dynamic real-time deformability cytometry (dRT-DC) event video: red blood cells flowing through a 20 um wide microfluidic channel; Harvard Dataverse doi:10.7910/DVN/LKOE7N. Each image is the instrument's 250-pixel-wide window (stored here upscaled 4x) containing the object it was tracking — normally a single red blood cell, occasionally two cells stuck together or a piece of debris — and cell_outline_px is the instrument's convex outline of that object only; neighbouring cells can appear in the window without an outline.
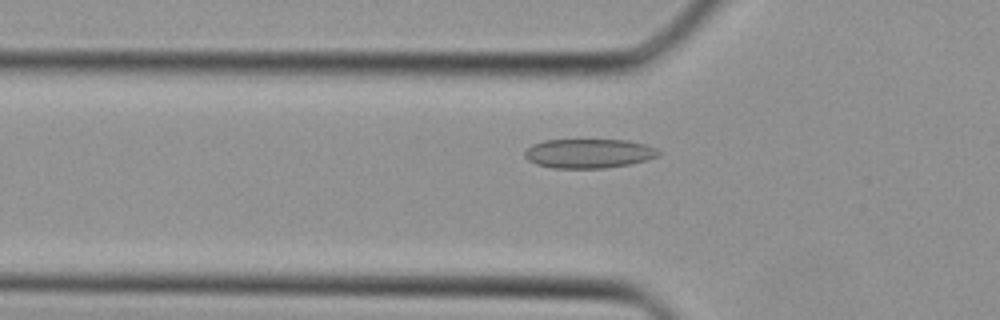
{"species": "Egyptian fruit bat (a non-hibernating species)", "species_latin": "Rousettus aegyptiacus", "temperature_condition": "cold", "stored_images_in_passage": 38, "camera_frame_rate_fps": 3000, "um_per_image_px": 0.085, "animal": {"sex": "female"}, "frame": {"image": 1, "passage_image": 12, "time_ms": 3.667, "image_size_px": [1000, 320], "cell_outline_px": [[660, 156], [648, 160], [628, 164], [604, 168], [552, 168], [536, 164], [528, 160], [524, 156], [524, 152], [532, 144], [544, 140], [628, 140], [644, 144], [656, 148], [660, 152]], "centroid_in_image_um": [50.05, 13.04], "position_along_channel_um": 75.8, "area_um2": 22.89}}
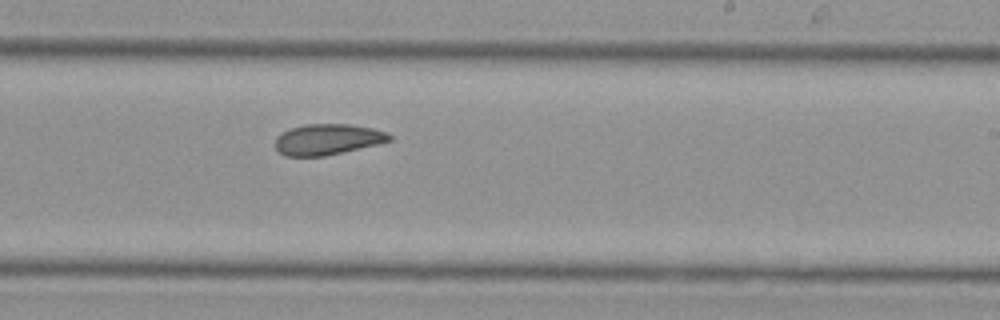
{"frame": {"image": 2, "passage_image": 23, "time_ms": 7.333, "image_size_px": [1000, 320], "cell_outline_px": [[392, 140], [380, 144], [324, 156], [284, 156], [276, 148], [276, 136], [280, 132], [304, 124], [352, 124], [372, 128], [388, 132], [392, 136]], "centroid_in_image_um": [27.87, 11.84], "position_along_channel_um": 261.1, "area_um2": 20.69}}
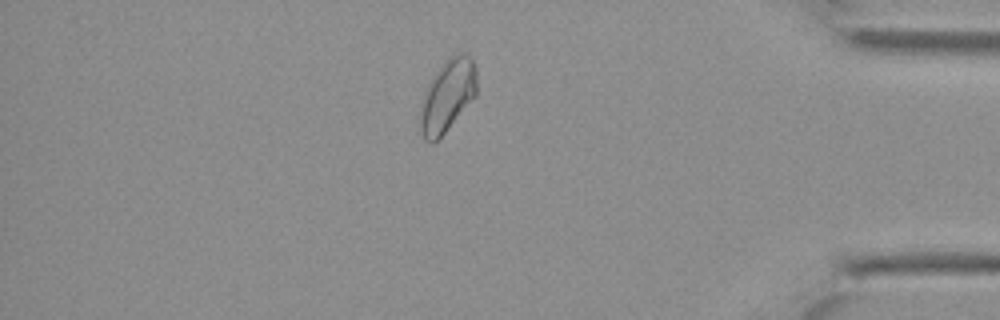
{"frame": {"image": 3, "passage_image": 33, "time_ms": 10.667, "image_size_px": [1000, 320], "cell_outline_px": [[476, 96], [444, 132], [432, 144], [424, 140], [420, 128], [420, 108], [424, 92], [436, 72], [452, 56], [460, 52], [464, 52], [472, 56], [476, 68]], "centroid_in_image_um": [38.05, 8.13], "position_along_channel_um": 397.2, "area_um2": 23.47}}